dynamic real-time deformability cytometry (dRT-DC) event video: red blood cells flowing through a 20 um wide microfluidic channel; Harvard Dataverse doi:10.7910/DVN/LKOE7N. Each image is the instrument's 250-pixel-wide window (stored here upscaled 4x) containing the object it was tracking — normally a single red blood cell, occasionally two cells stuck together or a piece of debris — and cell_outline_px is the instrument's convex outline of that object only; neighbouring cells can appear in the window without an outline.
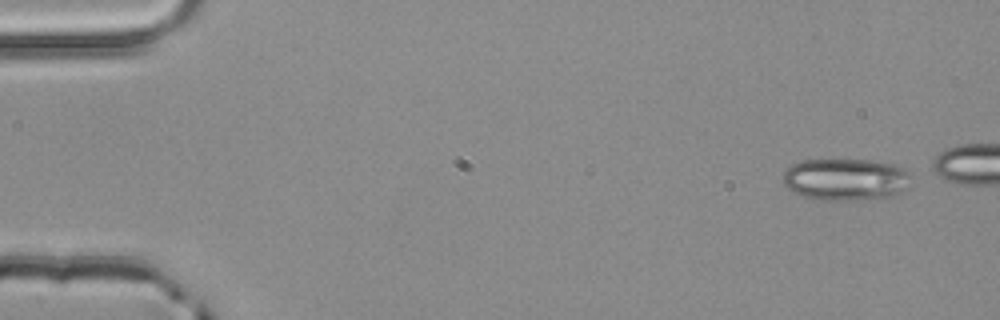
{"species": "common noctule bat (a hibernating species)", "species_latin": "Nyctalus noctula", "temperature_condition": "room temperature", "stored_images_in_passage": 4, "camera_frame_rate_fps": 3000, "um_per_image_px": 0.085, "animal": {"sex": "male", "body_mass_g": 20.4}, "frame": {"image": 1, "passage_image": 1, "time_ms": 0.0, "image_size_px": [1000, 320], "cell_outline_px": [[912, 176], [904, 188], [900, 192], [892, 196], [852, 200], [820, 200], [804, 196], [792, 192], [784, 184], [784, 172], [792, 164], [804, 160], [872, 160], [896, 164], [908, 172]], "centroid_in_image_um": [71.87, 15.24], "position_along_channel_um": 13.1, "area_um2": 31.21}}